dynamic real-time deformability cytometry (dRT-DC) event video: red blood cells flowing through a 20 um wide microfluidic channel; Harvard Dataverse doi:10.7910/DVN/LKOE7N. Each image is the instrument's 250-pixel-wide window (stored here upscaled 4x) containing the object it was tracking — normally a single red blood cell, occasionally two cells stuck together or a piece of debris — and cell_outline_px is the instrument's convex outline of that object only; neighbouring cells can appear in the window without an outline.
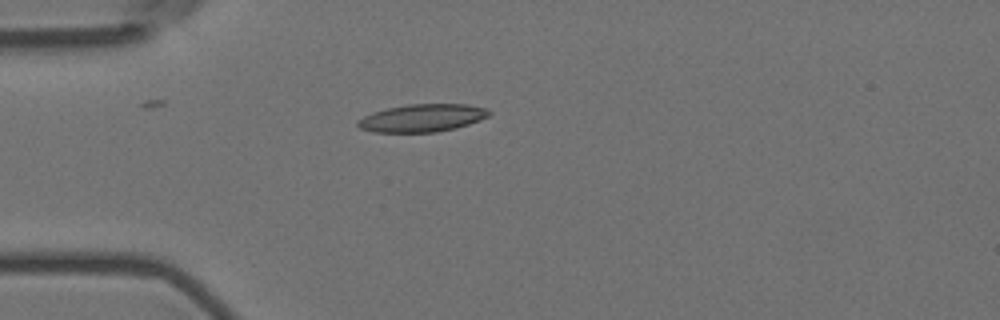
{"species": "Egyptian fruit bat (a non-hibernating species)", "species_latin": "Rousettus aegyptiacus", "temperature_condition": "room temperature", "stored_images_in_passage": 4, "camera_frame_rate_fps": 3000, "um_per_image_px": 0.085, "animal": {"sex": "female"}, "frame": {"image": 1, "passage_image": 4, "time_ms": 1.0, "image_size_px": [1000, 320], "cell_outline_px": [[492, 112], [488, 116], [480, 120], [456, 128], [436, 132], [372, 132], [360, 128], [356, 124], [356, 120], [372, 112], [388, 108], [408, 104], [468, 104], [484, 108]], "centroid_in_image_um": [35.87, 10.03], "position_along_channel_um": 49.1, "area_um2": 21.21}}